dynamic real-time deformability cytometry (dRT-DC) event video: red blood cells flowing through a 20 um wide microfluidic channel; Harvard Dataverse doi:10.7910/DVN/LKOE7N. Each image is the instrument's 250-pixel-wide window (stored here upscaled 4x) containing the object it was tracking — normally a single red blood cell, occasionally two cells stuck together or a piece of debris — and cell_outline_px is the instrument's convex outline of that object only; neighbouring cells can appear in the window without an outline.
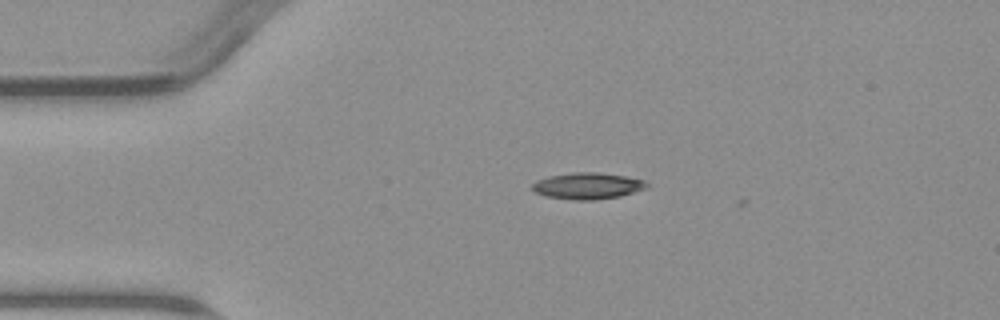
{"species": "common noctule bat (a hibernating species)", "species_latin": "Nyctalus noctula", "temperature_condition": "warm", "stored_images_in_passage": 4, "camera_frame_rate_fps": 3000, "um_per_image_px": 0.085, "animal": {"sex": "male", "body_mass_g": 23.1, "forearm_length_mm": 52.7}, "frame": {"image": 1, "passage_image": 3, "time_ms": 2.333, "image_size_px": [1000, 320], "cell_outline_px": [[648, 188], [620, 196], [592, 200], [572, 200], [544, 196], [536, 192], [532, 188], [532, 184], [536, 180], [548, 176], [572, 172], [596, 172], [624, 176], [644, 180], [648, 184]], "centroid_in_image_um": [49.93, 15.8], "position_along_channel_um": 35.1, "area_um2": 17.69}}